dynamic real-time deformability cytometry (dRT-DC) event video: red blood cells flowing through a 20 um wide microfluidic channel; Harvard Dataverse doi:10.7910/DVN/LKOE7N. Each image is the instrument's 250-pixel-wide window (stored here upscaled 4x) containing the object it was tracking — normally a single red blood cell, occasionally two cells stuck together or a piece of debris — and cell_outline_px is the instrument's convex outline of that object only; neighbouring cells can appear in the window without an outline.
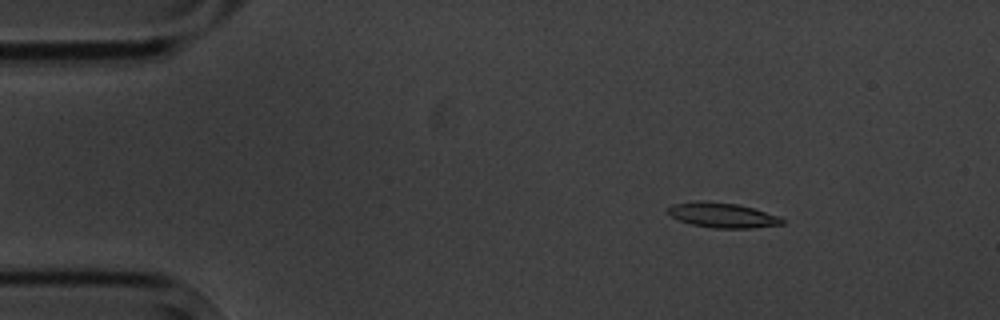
{"species": "common noctule bat (a hibernating species)", "species_latin": "Nyctalus noctula", "temperature_condition": "cold", "stored_images_in_passage": 5, "camera_frame_rate_fps": 3000, "um_per_image_px": 0.085, "animal": {"sex": "male", "body_mass_g": 20.1, "forearm_length_mm": 53.5}, "frame": {"image": 1, "passage_image": 3, "time_ms": 2.333, "image_size_px": [1000, 320], "cell_outline_px": [[784, 224], [752, 228], [712, 228], [692, 224], [680, 220], [672, 216], [668, 212], [668, 208], [672, 204], [692, 200], [736, 204], [752, 208], [776, 216], [784, 220]], "centroid_in_image_um": [61.37, 18.29], "position_along_channel_um": 23.6, "area_um2": 16.3}}